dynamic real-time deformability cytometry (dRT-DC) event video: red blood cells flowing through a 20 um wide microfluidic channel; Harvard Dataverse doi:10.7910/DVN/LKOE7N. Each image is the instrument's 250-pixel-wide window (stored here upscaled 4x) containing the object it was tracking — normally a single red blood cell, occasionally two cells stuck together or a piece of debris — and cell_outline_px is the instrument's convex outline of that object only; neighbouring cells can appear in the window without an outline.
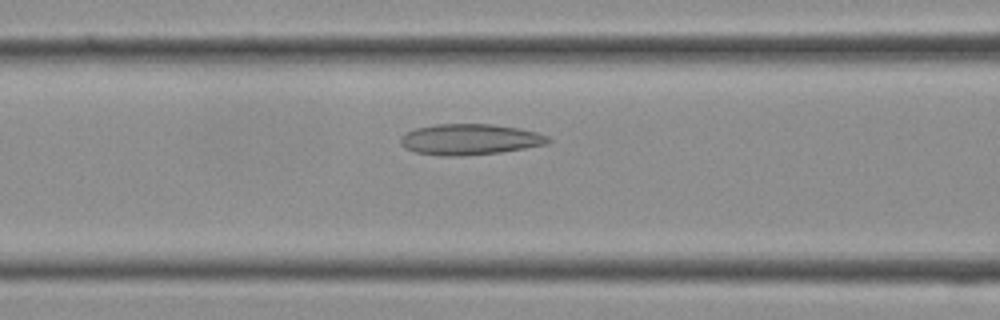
{"species": "Egyptian fruit bat (a non-hibernating species)", "species_latin": "Rousettus aegyptiacus", "temperature_condition": "cold", "stored_images_in_passage": 14, "camera_frame_rate_fps": 3000, "um_per_image_px": 0.085, "frame": {"image": 1, "passage_image": 4, "time_ms": 1.0, "image_size_px": [1000, 320], "cell_outline_px": [[552, 140], [548, 144], [500, 152], [464, 156], [440, 156], [416, 152], [404, 148], [400, 144], [400, 136], [416, 128], [436, 124], [492, 124], [520, 128], [536, 132], [548, 136]], "centroid_in_image_um": [39.93, 11.85], "position_along_channel_um": 126.7, "area_um2": 26.7}}
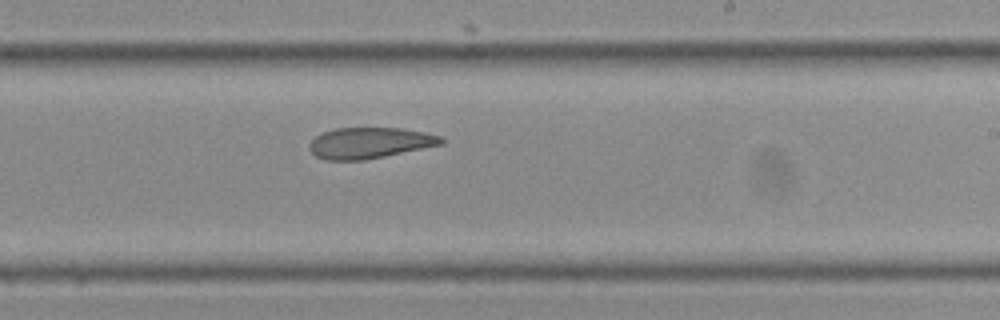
{"frame": {"image": 2, "passage_image": 10, "time_ms": 3.0, "image_size_px": [1000, 320], "cell_outline_px": [[444, 144], [364, 160], [324, 160], [316, 156], [308, 148], [308, 144], [316, 136], [324, 132], [336, 128], [404, 128], [424, 132], [440, 136], [444, 140]], "centroid_in_image_um": [31.41, 12.15], "position_along_channel_um": 257.6, "area_um2": 23.76}}
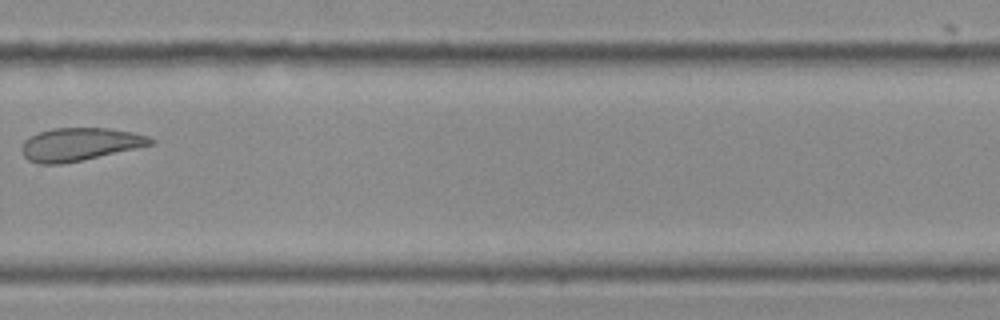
{"frame": {"image": 3, "passage_image": 13, "time_ms": 4.0, "image_size_px": [1000, 320], "cell_outline_px": [[156, 140], [152, 144], [136, 148], [84, 160], [64, 164], [36, 164], [28, 160], [24, 156], [20, 148], [24, 140], [40, 132], [52, 128], [108, 128], [132, 132], [148, 136]], "centroid_in_image_um": [6.75, 12.27], "position_along_channel_um": 323.0, "area_um2": 24.8}}